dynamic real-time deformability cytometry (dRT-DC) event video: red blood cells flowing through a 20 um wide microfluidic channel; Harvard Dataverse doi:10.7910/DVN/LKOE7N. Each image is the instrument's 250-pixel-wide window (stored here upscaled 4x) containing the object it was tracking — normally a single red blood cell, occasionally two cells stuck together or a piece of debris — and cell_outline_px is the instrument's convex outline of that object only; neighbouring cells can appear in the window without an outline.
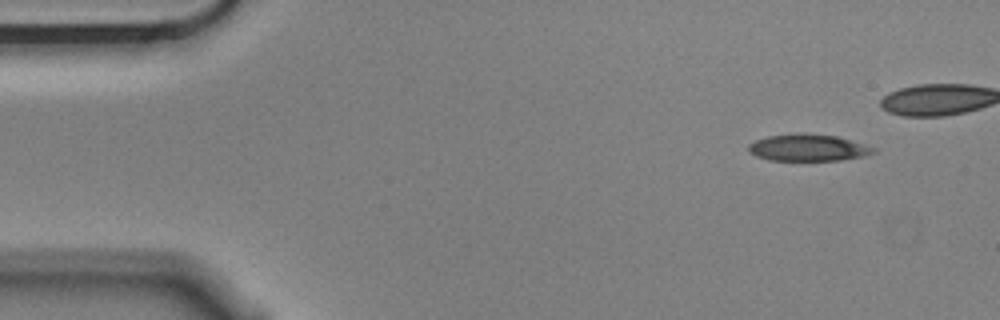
{"species": "Egyptian fruit bat (a non-hibernating species)", "species_latin": "Rousettus aegyptiacus", "temperature_condition": "cold", "stored_images_in_passage": 5, "camera_frame_rate_fps": 3000, "um_per_image_px": 0.085, "animal": {"sex": "male"}, "frame": {"image": 1, "passage_image": 1, "time_ms": 0.0, "image_size_px": [1000, 320], "cell_outline_px": [[876, 152], [864, 156], [840, 160], [768, 160], [756, 156], [748, 152], [748, 144], [756, 140], [768, 136], [800, 132], [836, 136], [876, 148]], "centroid_in_image_um": [68.65, 12.55], "position_along_channel_um": 16.3, "area_um2": 19.54}}